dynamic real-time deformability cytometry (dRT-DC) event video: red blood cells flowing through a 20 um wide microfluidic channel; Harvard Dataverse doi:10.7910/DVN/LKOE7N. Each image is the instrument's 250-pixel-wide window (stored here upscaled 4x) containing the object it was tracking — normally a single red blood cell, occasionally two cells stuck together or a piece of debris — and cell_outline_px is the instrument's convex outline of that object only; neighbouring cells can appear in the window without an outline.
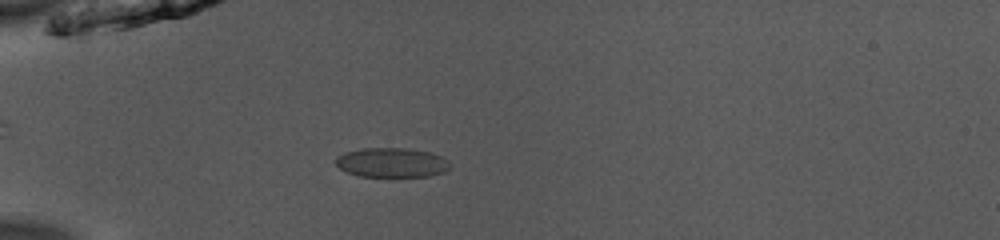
{"species": "common noctule bat (a hibernating species)", "species_latin": "Nyctalus noctula", "temperature_condition": "room temperature", "stored_images_in_passage": 31, "camera_frame_rate_fps": 3000, "um_per_image_px": 0.085, "animal": {"sex": "male", "body_mass_g": 13.0, "forearm_length_mm": 53.1}, "frame": {"image": 1, "passage_image": 1, "time_ms": 0.0, "image_size_px": [1000, 240], "cell_outline_px": [[452, 164], [444, 172], [428, 176], [356, 176], [340, 168], [336, 164], [336, 156], [344, 152], [360, 148], [404, 148], [428, 152], [440, 156], [448, 160]], "centroid_in_image_um": [33.27, 13.81], "position_along_channel_um": 51.7, "area_um2": 19.59}}
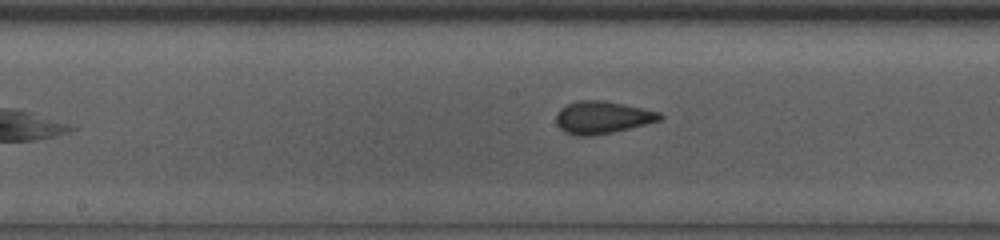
{"frame": {"image": 2, "passage_image": 13, "time_ms": 4.0, "image_size_px": [1000, 240], "cell_outline_px": [[664, 116], [660, 120], [612, 132], [592, 136], [576, 136], [564, 132], [556, 124], [556, 116], [560, 108], [576, 100], [604, 100], [624, 104], [660, 112]], "centroid_in_image_um": [51.16, 9.97], "position_along_channel_um": 197.0, "area_um2": 19.59}}
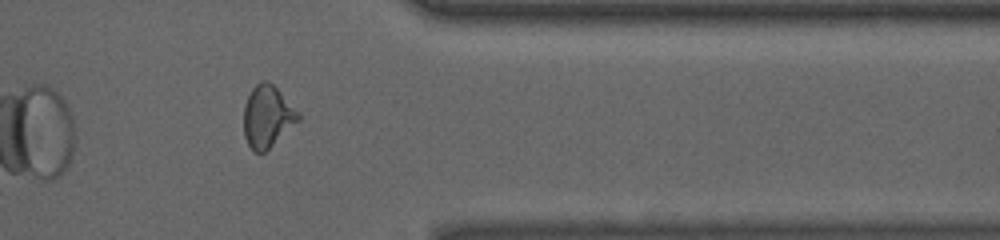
{"frame": {"image": 3, "passage_image": 28, "time_ms": 9.0, "image_size_px": [1000, 240], "cell_outline_px": [[300, 120], [264, 152], [252, 152], [244, 136], [244, 104], [252, 88], [260, 80], [268, 80], [300, 112]], "centroid_in_image_um": [22.72, 9.89], "position_along_channel_um": 388.7, "area_um2": 19.65}, "authors_computed_cell_mechanics": {"area_um2": 18.9584, "velocity_mm_per_s": 3.973, "shape_relaxation_time_tau1_ms": 3.2389, "shape_relaxation_time_tau2_ms": 0.7511, "deformation_change_tau1": 0.1132, "deformation_change_tau2": 0.0323}}